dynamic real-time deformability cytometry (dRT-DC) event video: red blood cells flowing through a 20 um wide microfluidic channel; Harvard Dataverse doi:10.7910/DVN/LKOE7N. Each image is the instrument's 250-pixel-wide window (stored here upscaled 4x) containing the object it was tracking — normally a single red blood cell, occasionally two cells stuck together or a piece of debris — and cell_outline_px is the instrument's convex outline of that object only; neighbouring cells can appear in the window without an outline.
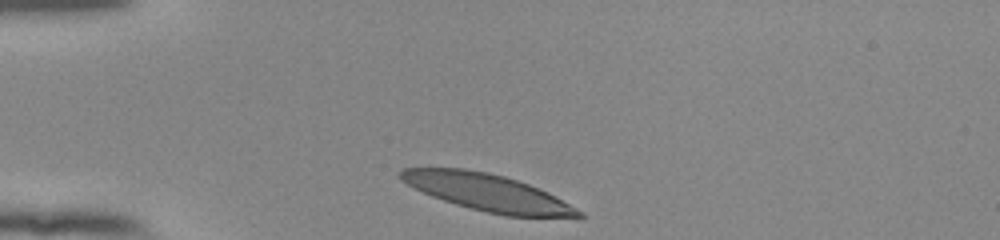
{"species": "human", "species_latin": "Homo sapiens", "temperature_condition": "room temperature", "stored_images_in_passage": 32, "camera_frame_rate_fps": 3000, "um_per_image_px": 0.085, "donor": {"sex": "female"}, "frame": {"image": 1, "passage_image": 1, "time_ms": 0.0, "image_size_px": [1000, 240], "cell_outline_px": [[584, 216], [580, 220], [504, 216], [456, 204], [432, 196], [400, 180], [400, 172], [404, 168], [464, 168], [488, 172], [504, 176], [528, 184], [548, 192], [556, 196], [584, 212]], "centroid_in_image_um": [41.61, 16.41], "position_along_channel_um": 43.4, "area_um2": 38.78}}
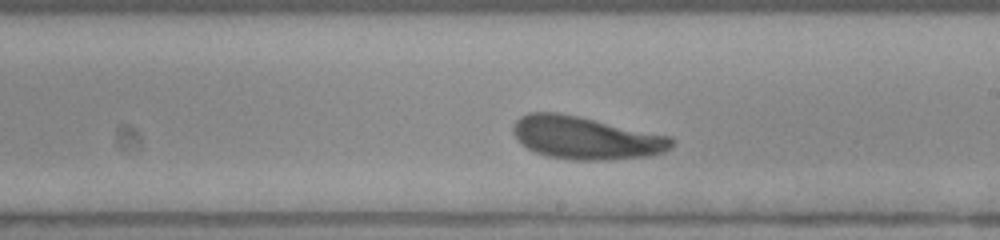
{"frame": {"image": 2, "passage_image": 19, "time_ms": 6.0, "image_size_px": [1000, 240], "cell_outline_px": [[676, 140], [672, 148], [664, 152], [648, 156], [608, 160], [572, 160], [548, 156], [536, 152], [520, 144], [516, 140], [512, 132], [512, 124], [520, 116], [528, 112], [560, 112], [672, 136]], "centroid_in_image_um": [49.79, 11.71], "position_along_channel_um": 239.2, "area_um2": 40.06}}
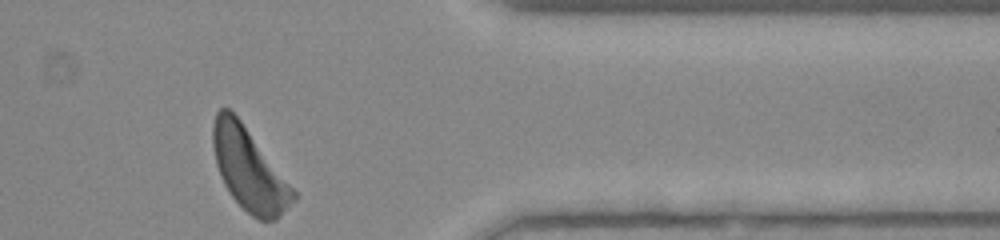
{"frame": {"image": 3, "passage_image": 32, "time_ms": 10.333, "image_size_px": [1000, 240], "cell_outline_px": [[296, 200], [276, 220], [260, 220], [252, 216], [232, 196], [224, 184], [220, 176], [216, 164], [212, 144], [212, 124], [216, 112], [220, 108], [228, 108], [240, 120], [296, 192]], "centroid_in_image_um": [21.15, 14.4], "position_along_channel_um": 390.2, "area_um2": 37.86}, "authors_computed_cell_mechanics": {"area_um2": 38.8994, "velocity_mm_per_s": 3.8224, "shape_relaxation_time_tau1_ms": 3.167, "shape_relaxation_time_tau2_ms": 2.1661, "deformation_change_tau1": 0.1561, "deformation_change_tau2": 0.1156}}